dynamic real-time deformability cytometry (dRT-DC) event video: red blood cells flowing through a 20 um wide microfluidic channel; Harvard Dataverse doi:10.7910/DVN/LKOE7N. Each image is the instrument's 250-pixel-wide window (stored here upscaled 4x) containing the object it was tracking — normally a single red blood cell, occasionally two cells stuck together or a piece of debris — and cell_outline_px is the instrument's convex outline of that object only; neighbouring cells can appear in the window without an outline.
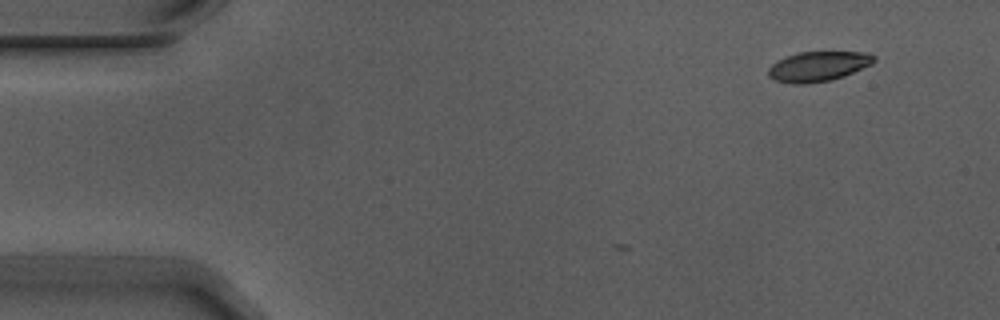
{"species": "Egyptian fruit bat (a non-hibernating species)", "species_latin": "Rousettus aegyptiacus", "temperature_condition": "warm", "stored_images_in_passage": 4, "camera_frame_rate_fps": 3000, "um_per_image_px": 0.085, "animal": {"sex": "male"}, "frame": {"image": 1, "passage_image": 1, "time_ms": 0.0, "image_size_px": [1000, 320], "cell_outline_px": [[876, 60], [872, 64], [844, 76], [828, 80], [804, 84], [792, 84], [776, 80], [768, 76], [768, 68], [776, 60], [800, 52], [868, 52], [876, 56]], "centroid_in_image_um": [69.56, 5.63], "position_along_channel_um": 15.4, "area_um2": 18.38}}